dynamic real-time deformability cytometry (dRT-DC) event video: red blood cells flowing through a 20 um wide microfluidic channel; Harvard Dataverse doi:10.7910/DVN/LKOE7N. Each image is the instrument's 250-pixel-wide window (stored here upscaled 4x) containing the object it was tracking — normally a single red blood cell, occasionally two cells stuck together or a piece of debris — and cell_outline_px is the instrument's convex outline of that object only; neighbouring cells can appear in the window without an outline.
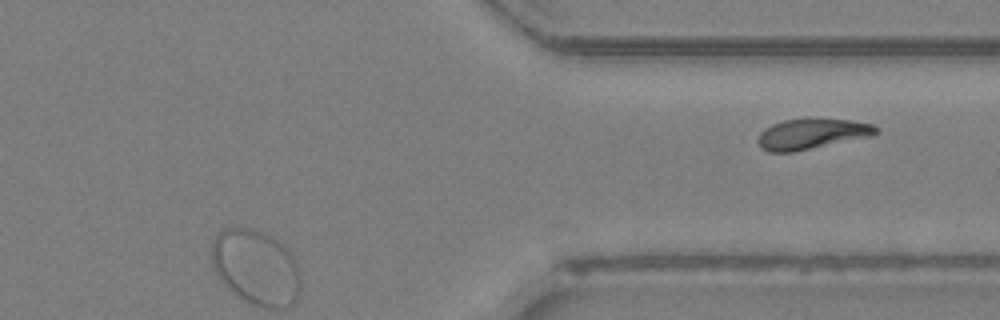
{"species": "Egyptian fruit bat (a non-hibernating species)", "species_latin": "Rousettus aegyptiacus", "temperature_condition": "room temperature", "stored_images_in_passage": 42, "segment_of_instrument_passage": [2, 2], "camera_frame_rate_fps": 3000, "um_per_image_px": 0.085, "animal": {"sex": "female"}, "frame": {"image": 1, "passage_image": 42, "time_ms": 13.667, "image_size_px": [1000, 320], "cell_outline_px": [[880, 128], [876, 132], [868, 136], [792, 152], [768, 152], [760, 148], [756, 144], [756, 140], [760, 132], [764, 128], [772, 124], [784, 120], [848, 120], [872, 124]], "centroid_in_image_um": [68.89, 11.4], "position_along_channel_um": 342.5, "area_um2": 20.35}}